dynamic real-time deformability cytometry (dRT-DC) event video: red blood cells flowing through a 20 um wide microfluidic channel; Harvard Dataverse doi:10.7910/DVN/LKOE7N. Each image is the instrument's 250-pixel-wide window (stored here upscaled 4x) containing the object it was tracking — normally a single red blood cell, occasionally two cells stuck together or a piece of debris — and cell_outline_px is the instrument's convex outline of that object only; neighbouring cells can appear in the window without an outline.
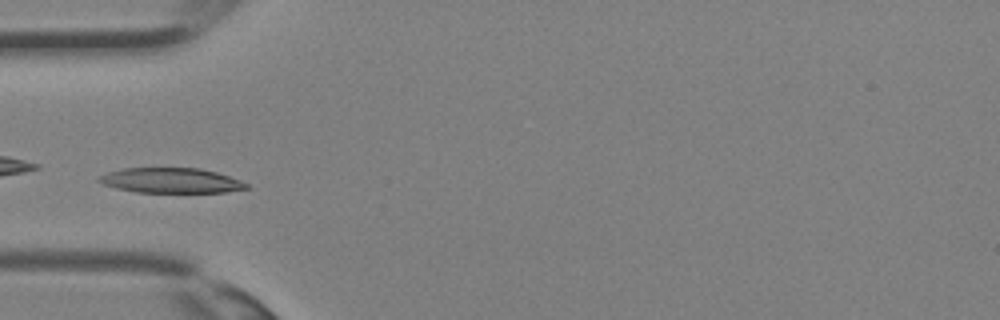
{"species": "Egyptian fruit bat (a non-hibernating species)", "species_latin": "Rousettus aegyptiacus", "temperature_condition": "room temperature", "stored_images_in_passage": 25, "camera_frame_rate_fps": 3000, "um_per_image_px": 0.085, "animal": {"sex": "female"}, "frame": {"image": 1, "passage_image": 1, "time_ms": 0.0, "image_size_px": [1000, 320], "cell_outline_px": [[248, 188], [224, 192], [136, 192], [116, 188], [104, 184], [96, 180], [100, 176], [108, 172], [124, 168], [200, 168], [216, 172], [240, 180], [248, 184]], "centroid_in_image_um": [14.52, 15.34], "position_along_channel_um": 70.5, "area_um2": 21.33}}